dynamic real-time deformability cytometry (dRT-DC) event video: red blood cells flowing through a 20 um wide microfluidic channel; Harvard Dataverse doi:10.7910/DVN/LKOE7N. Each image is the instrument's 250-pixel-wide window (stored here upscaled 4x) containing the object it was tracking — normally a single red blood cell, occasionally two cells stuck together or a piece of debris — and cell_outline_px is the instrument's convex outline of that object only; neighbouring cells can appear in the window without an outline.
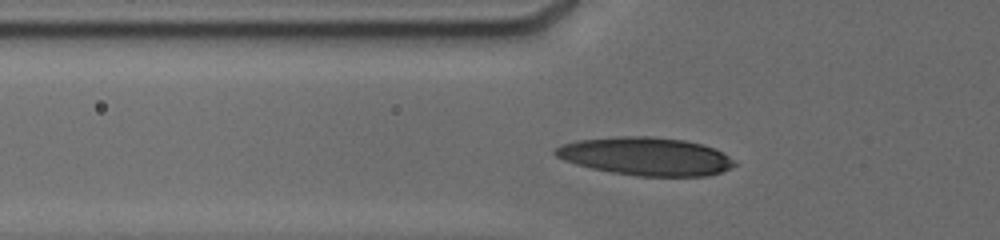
{"species": "human", "species_latin": "Homo sapiens", "temperature_condition": "cold", "stored_images_in_passage": 38, "camera_frame_rate_fps": 3000, "um_per_image_px": 0.085, "donor": {"sex": "male"}, "frame": {"image": 1, "passage_image": 8, "time_ms": 4.0, "image_size_px": [1000, 240], "cell_outline_px": [[740, 164], [720, 172], [708, 176], [640, 176], [612, 172], [592, 168], [576, 164], [564, 160], [556, 156], [552, 152], [556, 148], [564, 144], [580, 140], [620, 136], [652, 136], [684, 140], [700, 144], [724, 152]], "centroid_in_image_um": [54.94, 13.29], "position_along_channel_um": 70.9, "area_um2": 39.65}}
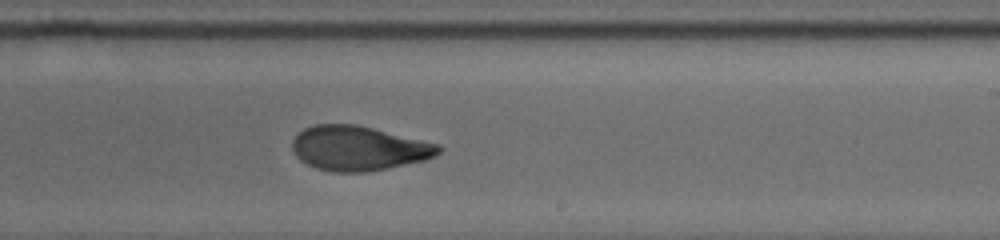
{"frame": {"image": 2, "passage_image": 17, "time_ms": 9.0, "image_size_px": [1000, 240], "cell_outline_px": [[444, 148], [436, 156], [424, 160], [388, 168], [368, 172], [332, 172], [316, 168], [300, 160], [296, 156], [292, 148], [292, 140], [304, 128], [316, 124], [356, 124], [440, 144]], "centroid_in_image_um": [30.5, 12.6], "position_along_channel_um": 258.5, "area_um2": 38.09}}
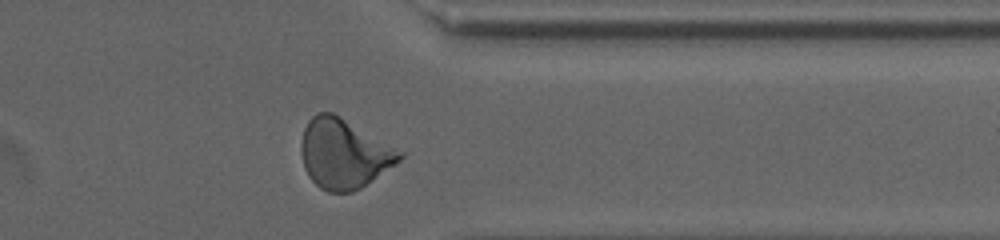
{"frame": {"image": 3, "passage_image": 32, "time_ms": 12.333, "image_size_px": [1000, 240], "cell_outline_px": [[404, 156], [396, 164], [360, 188], [352, 192], [328, 192], [320, 188], [308, 176], [304, 168], [300, 152], [300, 140], [304, 128], [308, 120], [316, 112], [332, 112], [340, 116], [404, 152]], "centroid_in_image_um": [29.2, 13.06], "position_along_channel_um": 382.2, "area_um2": 40.0}, "authors_computed_cell_mechanics": {"area_um2": 37.9746, "velocity_mm_per_s": 3.7936, "shape_relaxation_time_tau1_ms": 6.0294, "shape_relaxation_time_tau2_ms": 1.6146, "deformation_change_tau1": 0.1867, "deformation_change_tau2": 0.0831}}